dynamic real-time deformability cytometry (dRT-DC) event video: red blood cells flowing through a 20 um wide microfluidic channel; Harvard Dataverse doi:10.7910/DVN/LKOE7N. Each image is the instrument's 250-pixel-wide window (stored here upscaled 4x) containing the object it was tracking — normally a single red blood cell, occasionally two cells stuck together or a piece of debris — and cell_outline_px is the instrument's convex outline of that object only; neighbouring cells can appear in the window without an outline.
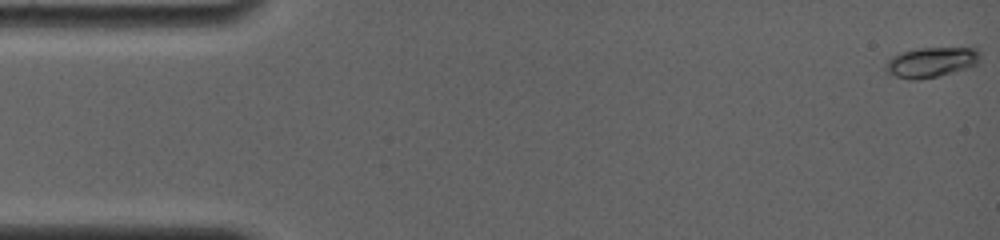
{"species": "common noctule bat (a hibernating species)", "species_latin": "Nyctalus noctula", "temperature_condition": "room temperature", "stored_images_in_passage": 6, "camera_frame_rate_fps": 4000, "um_per_image_px": 0.085, "animal": {"sex": "female", "body_mass_g": 19.0, "forearm_length_mm": 56.7}, "frame": {"image": 1, "passage_image": 1, "time_ms": 0.0, "image_size_px": [1000, 240], "cell_outline_px": [[980, 60], [976, 64], [952, 72], [920, 80], [912, 80], [896, 76], [888, 72], [884, 68], [888, 60], [892, 56], [904, 52], [920, 48], [972, 44], [980, 52]], "centroid_in_image_um": [79.25, 5.22], "position_along_channel_um": 5.8, "area_um2": 17.05}}